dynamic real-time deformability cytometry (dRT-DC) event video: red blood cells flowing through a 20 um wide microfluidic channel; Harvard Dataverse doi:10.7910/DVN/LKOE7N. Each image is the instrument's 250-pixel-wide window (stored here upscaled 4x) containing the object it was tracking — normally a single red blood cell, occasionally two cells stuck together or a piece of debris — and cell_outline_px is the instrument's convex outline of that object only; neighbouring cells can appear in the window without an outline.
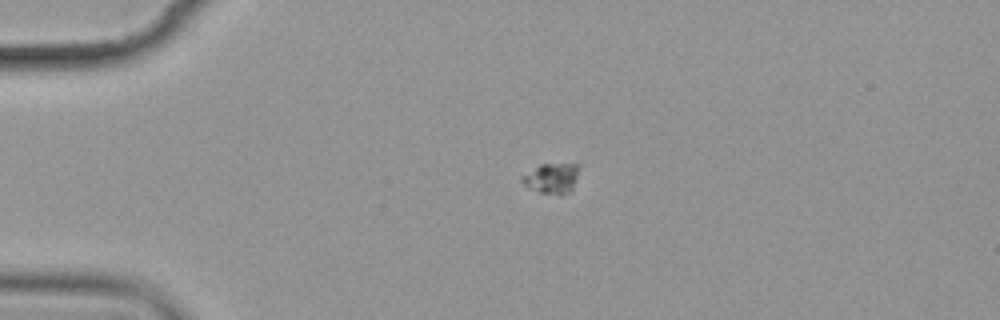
{"species": "common noctule bat (a hibernating species)", "species_latin": "Nyctalus noctula", "temperature_condition": "cold", "stored_images_in_passage": 5, "camera_frame_rate_fps": 3000, "um_per_image_px": 0.085, "animal": {"sex": "female", "body_mass_g": 19.9}, "frame": {"image": 1, "passage_image": 4, "time_ms": 3.333, "image_size_px": [1000, 320], "cell_outline_px": [[580, 164], [572, 192], [560, 196], [540, 192], [528, 188], [520, 180], [520, 176], [540, 164]], "centroid_in_image_um": [46.89, 15.17], "position_along_channel_um": 38.1, "area_um2": 10.29}}